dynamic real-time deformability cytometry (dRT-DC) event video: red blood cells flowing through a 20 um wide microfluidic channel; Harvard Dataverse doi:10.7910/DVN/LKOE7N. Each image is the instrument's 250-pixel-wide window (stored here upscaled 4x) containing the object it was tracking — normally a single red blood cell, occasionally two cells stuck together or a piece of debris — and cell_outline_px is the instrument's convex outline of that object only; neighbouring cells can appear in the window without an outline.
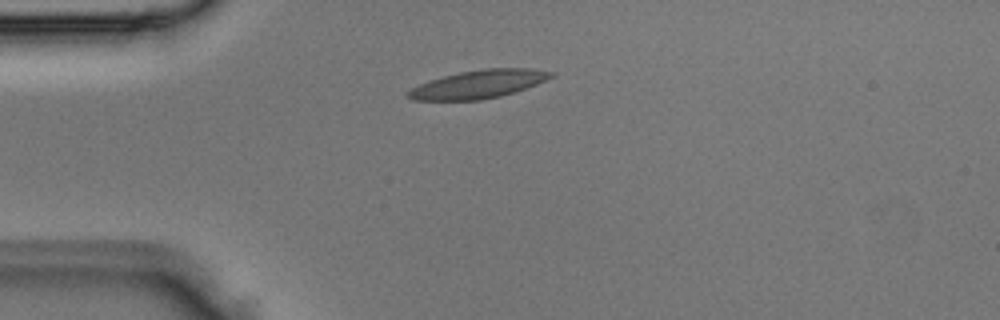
{"species": "Egyptian fruit bat (a non-hibernating species)", "species_latin": "Rousettus aegyptiacus", "temperature_condition": "room temperature", "stored_images_in_passage": 2, "camera_frame_rate_fps": 3000, "um_per_image_px": 0.085, "animal": {"sex": "male"}, "frame": {"image": 1, "passage_image": 1, "time_ms": 0.0, "image_size_px": [1000, 320], "cell_outline_px": [[556, 76], [516, 92], [500, 96], [480, 100], [412, 100], [404, 96], [404, 92], [420, 84], [444, 76], [460, 72], [484, 68], [528, 68], [556, 72]], "centroid_in_image_um": [40.69, 7.16], "position_along_channel_um": 44.3, "area_um2": 23.58}}
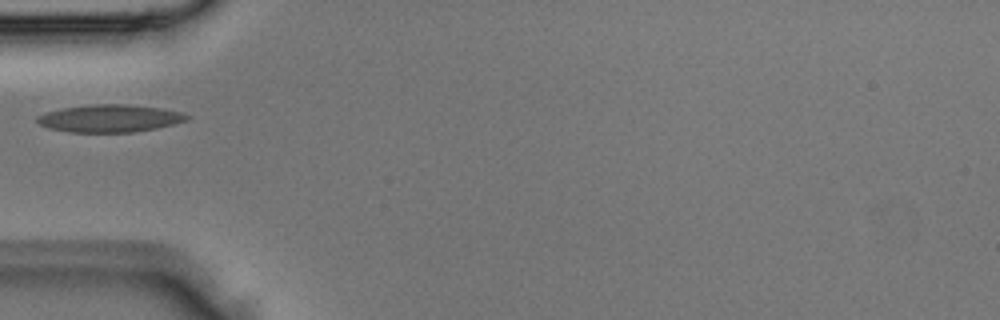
{"frame": {"image": 2, "passage_image": 2, "time_ms": 0.333, "image_size_px": [1000, 320], "cell_outline_px": [[192, 116], [188, 120], [156, 128], [136, 132], [68, 132], [48, 128], [40, 124], [36, 120], [36, 116], [60, 108], [92, 104], [124, 104], [160, 108], [180, 112]], "centroid_in_image_um": [9.32, 10.06], "position_along_channel_um": 75.7, "area_um2": 23.99}}